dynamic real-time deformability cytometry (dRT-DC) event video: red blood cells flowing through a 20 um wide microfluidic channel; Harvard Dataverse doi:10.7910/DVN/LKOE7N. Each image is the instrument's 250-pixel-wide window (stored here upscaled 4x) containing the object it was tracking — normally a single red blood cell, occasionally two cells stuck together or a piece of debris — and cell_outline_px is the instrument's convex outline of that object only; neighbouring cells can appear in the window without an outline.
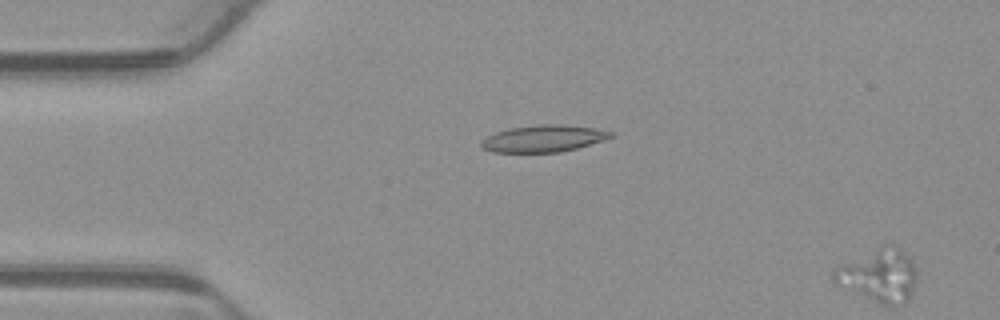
{"species": "common noctule bat (a hibernating species)", "species_latin": "Nyctalus noctula", "temperature_condition": "warm", "stored_images_in_passage": 2, "segment_of_instrument_passage": [1, 2], "camera_frame_rate_fps": 3000, "um_per_image_px": 0.085, "animal": {"sex": "male", "body_mass_g": 23.1, "forearm_length_mm": 52.7}, "frame": {"image": 1, "passage_image": 1, "time_ms": 0.0, "image_size_px": [1000, 320], "cell_outline_px": [[616, 136], [604, 140], [576, 148], [560, 152], [492, 152], [484, 148], [480, 144], [488, 136], [496, 132], [512, 128], [536, 124], [564, 124], [596, 128], [612, 132]], "centroid_in_image_um": [46.26, 11.76], "position_along_channel_um": 38.7, "area_um2": 20.17}}